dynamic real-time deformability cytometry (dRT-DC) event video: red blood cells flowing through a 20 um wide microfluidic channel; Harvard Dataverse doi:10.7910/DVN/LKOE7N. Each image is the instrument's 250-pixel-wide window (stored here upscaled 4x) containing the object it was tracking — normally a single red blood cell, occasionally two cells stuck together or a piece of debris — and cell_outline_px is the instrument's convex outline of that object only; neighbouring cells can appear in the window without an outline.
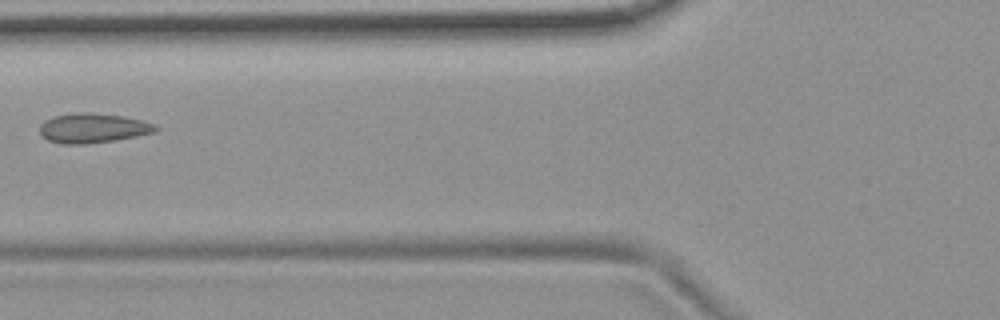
{"species": "common noctule bat (a hibernating species)", "species_latin": "Nyctalus noctula", "temperature_condition": "room temperature", "stored_images_in_passage": 4, "camera_frame_rate_fps": 3000, "um_per_image_px": 0.085, "animal": {"sex": "female", "body_mass_g": 19.9}, "frame": {"image": 1, "passage_image": 3, "time_ms": 0.667, "image_size_px": [1000, 320], "cell_outline_px": [[160, 128], [156, 132], [116, 140], [84, 144], [60, 144], [48, 140], [40, 132], [40, 124], [44, 120], [52, 116], [76, 112], [92, 112], [124, 116], [140, 120], [152, 124]], "centroid_in_image_um": [7.87, 10.88], "position_along_channel_um": 117.9, "area_um2": 20.11}}
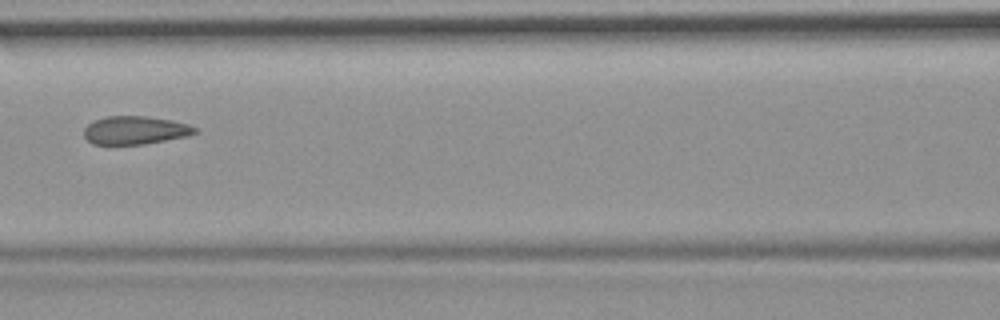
{"frame": {"image": 2, "passage_image": 4, "time_ms": 1.0, "image_size_px": [1000, 320], "cell_outline_px": [[200, 132], [188, 136], [144, 144], [92, 144], [84, 136], [84, 128], [88, 124], [96, 120], [108, 116], [148, 116], [172, 120], [188, 124], [200, 128]], "centroid_in_image_um": [11.55, 11.07], "position_along_channel_um": 155.0, "area_um2": 18.38}}